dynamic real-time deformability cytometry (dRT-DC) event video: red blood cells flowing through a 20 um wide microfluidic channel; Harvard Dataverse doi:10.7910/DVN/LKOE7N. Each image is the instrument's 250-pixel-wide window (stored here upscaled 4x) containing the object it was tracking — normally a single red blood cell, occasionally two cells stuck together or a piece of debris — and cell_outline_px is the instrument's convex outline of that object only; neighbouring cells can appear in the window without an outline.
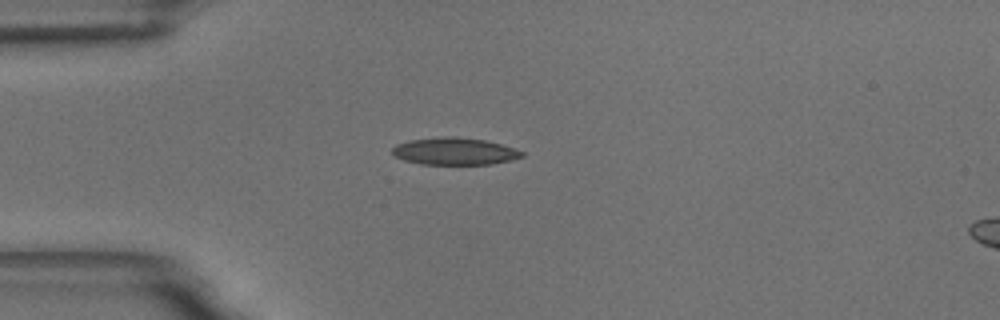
{"species": "common noctule bat (a hibernating species)", "species_latin": "Nyctalus noctula", "temperature_condition": "room temperature", "stored_images_in_passage": 30, "camera_frame_rate_fps": 3000, "um_per_image_px": 0.085, "animal": {"sex": "male", "body_mass_g": 18.8}, "frame": {"image": 1, "passage_image": 1, "time_ms": 0.0, "image_size_px": [1000, 320], "cell_outline_px": [[524, 156], [492, 164], [420, 164], [404, 160], [396, 156], [392, 152], [392, 148], [396, 144], [408, 140], [444, 136], [452, 136], [484, 140], [500, 144], [524, 152]], "centroid_in_image_um": [38.6, 12.85], "position_along_channel_um": 46.4, "area_um2": 20.35}}
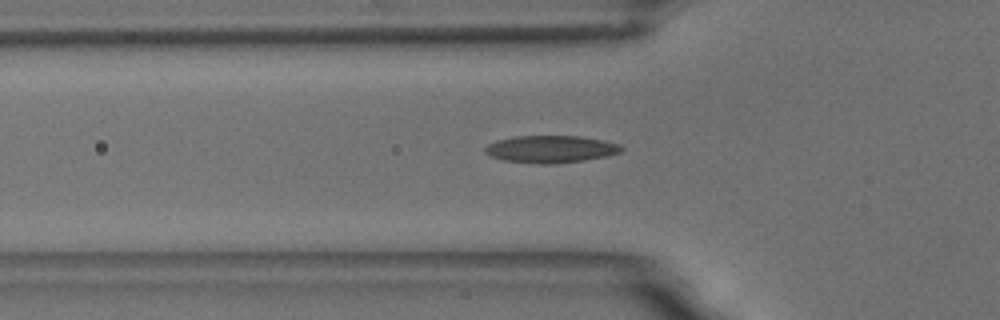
{"frame": {"image": 2, "passage_image": 5, "time_ms": 1.333, "image_size_px": [1000, 320], "cell_outline_px": [[624, 148], [620, 152], [604, 156], [584, 160], [552, 164], [540, 164], [504, 160], [492, 156], [484, 152], [484, 148], [488, 144], [496, 140], [516, 136], [580, 136], [604, 140], [620, 144]], "centroid_in_image_um": [46.81, 12.67], "position_along_channel_um": 79.0, "area_um2": 21.56}}
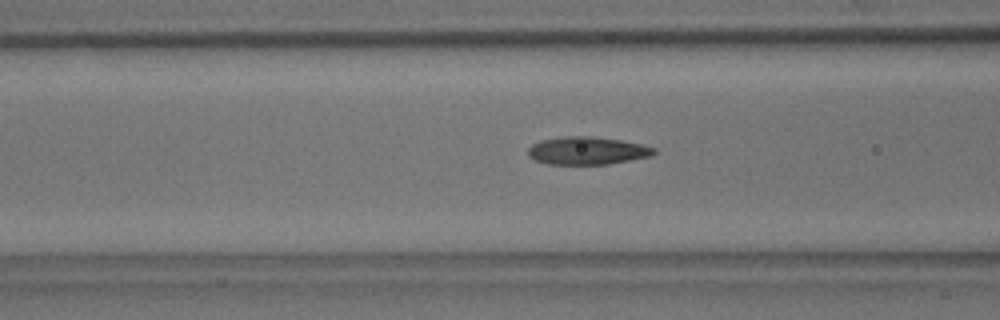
{"frame": {"image": 3, "passage_image": 8, "time_ms": 2.333, "image_size_px": [1000, 320], "cell_outline_px": [[656, 152], [652, 156], [608, 164], [548, 164], [536, 160], [528, 156], [528, 148], [532, 144], [540, 140], [560, 136], [592, 136], [620, 140], [640, 144], [656, 148]], "centroid_in_image_um": [49.9, 12.8], "position_along_channel_um": 116.7, "area_um2": 20.46}, "authors_computed_cell_mechanics": {"area_um2": 20.3456, "velocity_mm_per_s": 3.6825, "shape_relaxation_time_tau1_ms": 5.0705, "shape_relaxation_time_tau2_ms": 1.7073, "deformation_change_tau1": 0.1693, "deformation_change_tau2": 0.0904}}